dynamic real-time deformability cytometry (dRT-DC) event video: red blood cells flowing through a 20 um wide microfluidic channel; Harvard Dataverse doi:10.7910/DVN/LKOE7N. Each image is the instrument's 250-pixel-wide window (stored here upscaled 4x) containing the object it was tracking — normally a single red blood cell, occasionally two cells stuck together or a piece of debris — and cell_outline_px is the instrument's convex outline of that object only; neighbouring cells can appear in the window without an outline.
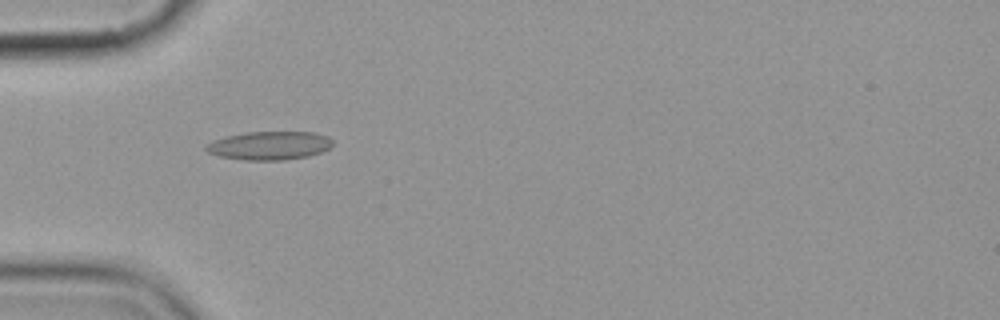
{"species": "common noctule bat (a hibernating species)", "species_latin": "Nyctalus noctula", "temperature_condition": "cold", "stored_images_in_passage": 6, "camera_frame_rate_fps": 3000, "um_per_image_px": 0.085, "animal": {"sex": "female", "body_mass_g": 19.9}, "frame": {"image": 1, "passage_image": 5, "time_ms": 5.667, "image_size_px": [1000, 320], "cell_outline_px": [[332, 144], [328, 148], [320, 152], [308, 156], [284, 160], [248, 160], [220, 156], [208, 152], [204, 148], [212, 140], [228, 136], [248, 132], [316, 132], [328, 136], [332, 140]], "centroid_in_image_um": [22.92, 12.37], "position_along_channel_um": 62.1, "area_um2": 20.81}}
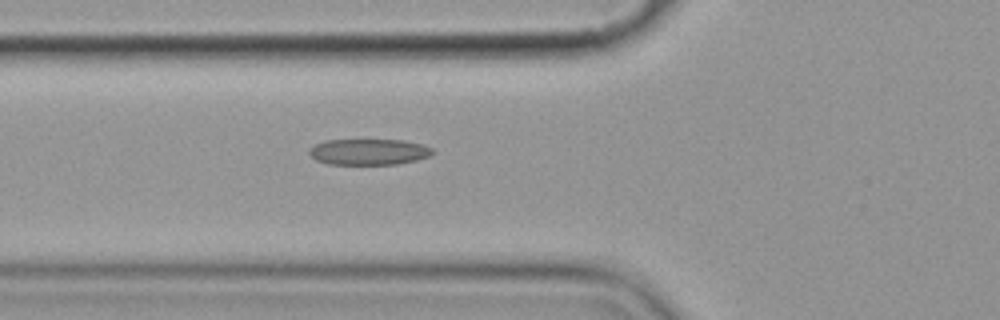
{"frame": {"image": 2, "passage_image": 6, "time_ms": 6.667, "image_size_px": [1000, 320], "cell_outline_px": [[436, 152], [432, 156], [416, 160], [396, 164], [328, 164], [316, 160], [308, 152], [308, 148], [324, 140], [404, 140], [424, 144], [432, 148]], "centroid_in_image_um": [31.39, 12.9], "position_along_channel_um": 94.4, "area_um2": 18.9}}